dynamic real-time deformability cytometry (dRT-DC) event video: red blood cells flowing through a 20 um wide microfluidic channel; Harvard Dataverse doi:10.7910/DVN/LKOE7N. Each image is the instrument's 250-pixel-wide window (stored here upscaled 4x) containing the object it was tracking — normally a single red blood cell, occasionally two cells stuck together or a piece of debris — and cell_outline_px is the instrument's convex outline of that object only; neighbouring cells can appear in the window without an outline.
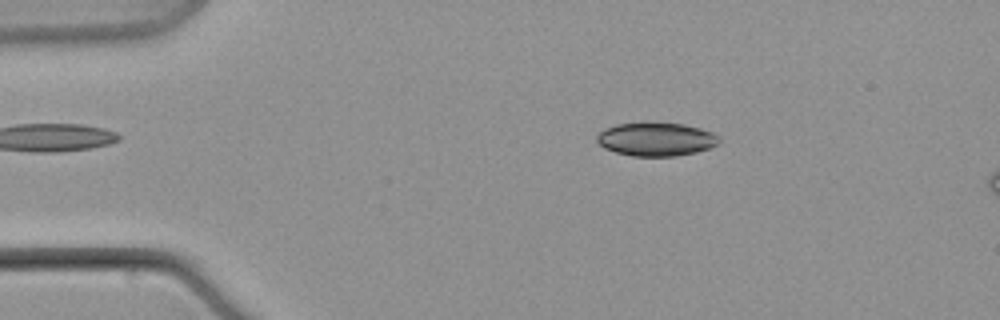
{"species": "common noctule bat (a hibernating species)", "species_latin": "Nyctalus noctula", "temperature_condition": "warm", "stored_images_in_passage": 6, "camera_frame_rate_fps": 3000, "um_per_image_px": 0.085, "animal": {"sex": "male", "body_mass_g": 21.5, "forearm_length_mm": 52.0}, "frame": {"image": 1, "passage_image": 4, "time_ms": 3.667, "image_size_px": [1000, 320], "cell_outline_px": [[720, 144], [696, 152], [676, 156], [632, 156], [616, 152], [604, 148], [596, 140], [596, 136], [600, 132], [616, 124], [644, 120], [684, 124], [700, 128], [712, 132], [720, 136]], "centroid_in_image_um": [55.78, 11.8], "position_along_channel_um": 29.2, "area_um2": 24.45}}